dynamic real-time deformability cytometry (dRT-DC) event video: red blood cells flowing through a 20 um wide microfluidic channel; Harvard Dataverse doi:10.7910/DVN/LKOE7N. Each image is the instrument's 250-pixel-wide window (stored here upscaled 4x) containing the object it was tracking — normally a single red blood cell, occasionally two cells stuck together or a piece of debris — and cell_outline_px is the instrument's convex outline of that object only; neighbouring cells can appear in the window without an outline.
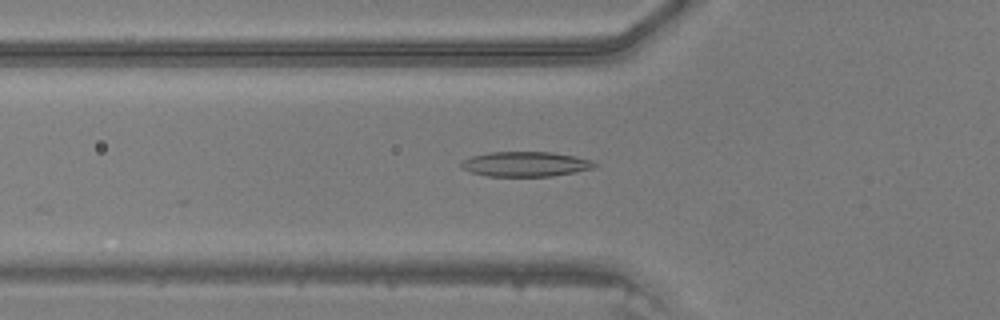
{"species": "common noctule bat (a hibernating species)", "species_latin": "Nyctalus noctula", "temperature_condition": "warm", "stored_images_in_passage": 10, "camera_frame_rate_fps": 3000, "um_per_image_px": 0.085, "animal": {"sex": "male", "body_mass_g": 20.5, "forearm_length_mm": 52.5}, "frame": {"image": 1, "passage_image": 6, "time_ms": 1.667, "image_size_px": [1000, 320], "cell_outline_px": [[600, 164], [596, 168], [576, 172], [552, 176], [488, 176], [472, 172], [460, 168], [460, 164], [464, 160], [472, 156], [488, 152], [552, 152], [592, 160]], "centroid_in_image_um": [44.71, 13.95], "position_along_channel_um": 81.1, "area_um2": 19.42}}
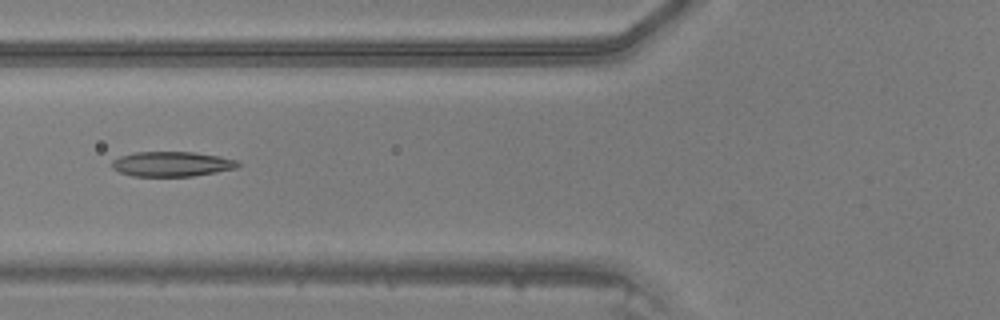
{"frame": {"image": 2, "passage_image": 8, "time_ms": 2.333, "image_size_px": [1000, 320], "cell_outline_px": [[240, 164], [236, 168], [216, 172], [192, 176], [132, 176], [120, 172], [112, 168], [112, 160], [120, 156], [136, 152], [192, 152], [220, 156], [236, 160]], "centroid_in_image_um": [14.59, 13.94], "position_along_channel_um": 111.2, "area_um2": 18.21}}